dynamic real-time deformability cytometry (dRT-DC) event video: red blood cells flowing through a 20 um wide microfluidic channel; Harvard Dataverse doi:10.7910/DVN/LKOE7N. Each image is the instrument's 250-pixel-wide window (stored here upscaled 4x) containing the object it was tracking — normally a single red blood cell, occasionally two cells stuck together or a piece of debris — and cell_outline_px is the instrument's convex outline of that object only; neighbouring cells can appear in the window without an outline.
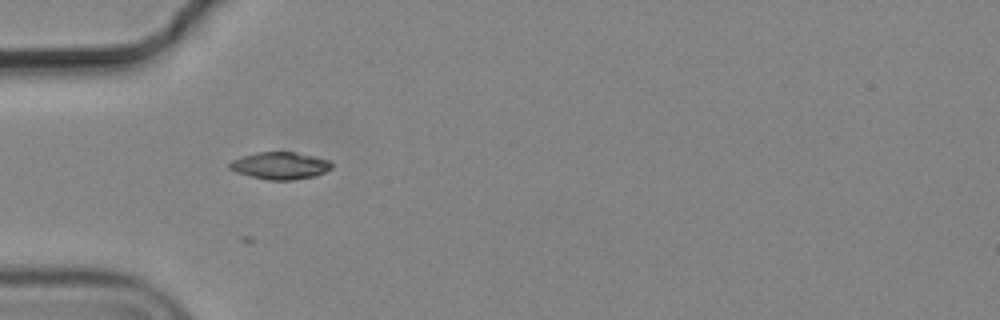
{"species": "common noctule bat (a hibernating species)", "species_latin": "Nyctalus noctula", "temperature_condition": "cold", "stored_images_in_passage": 2, "camera_frame_rate_fps": 3000, "um_per_image_px": 0.085, "animal": {"sex": "male", "body_mass_g": 19.2, "forearm_length_mm": 51.8}, "frame": {"image": 1, "passage_image": 1, "time_ms": 0.0, "image_size_px": [1000, 320], "cell_outline_px": [[332, 168], [316, 176], [292, 180], [268, 180], [236, 172], [228, 168], [228, 164], [232, 160], [256, 152], [296, 152], [328, 160], [332, 164]], "centroid_in_image_um": [23.8, 14.08], "position_along_channel_um": 61.2, "area_um2": 16.07}}
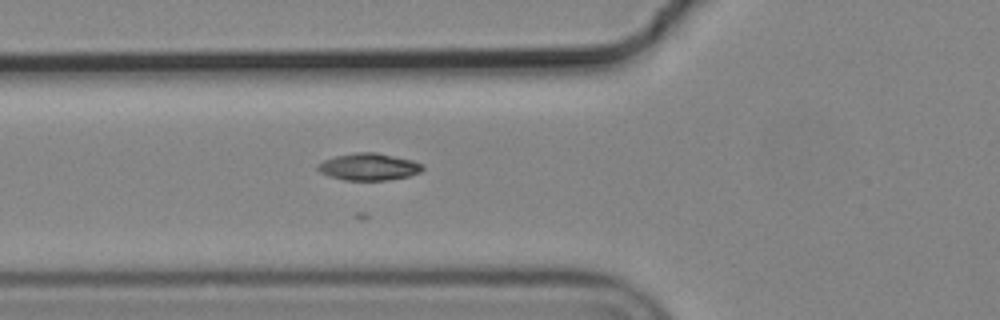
{"frame": {"image": 2, "passage_image": 2, "time_ms": 0.333, "image_size_px": [1000, 320], "cell_outline_px": [[424, 168], [420, 172], [408, 176], [388, 180], [344, 180], [328, 176], [320, 172], [316, 168], [316, 164], [324, 160], [336, 156], [356, 152], [376, 152], [412, 160], [424, 164]], "centroid_in_image_um": [31.33, 14.18], "position_along_channel_um": 94.5, "area_um2": 16.59}}